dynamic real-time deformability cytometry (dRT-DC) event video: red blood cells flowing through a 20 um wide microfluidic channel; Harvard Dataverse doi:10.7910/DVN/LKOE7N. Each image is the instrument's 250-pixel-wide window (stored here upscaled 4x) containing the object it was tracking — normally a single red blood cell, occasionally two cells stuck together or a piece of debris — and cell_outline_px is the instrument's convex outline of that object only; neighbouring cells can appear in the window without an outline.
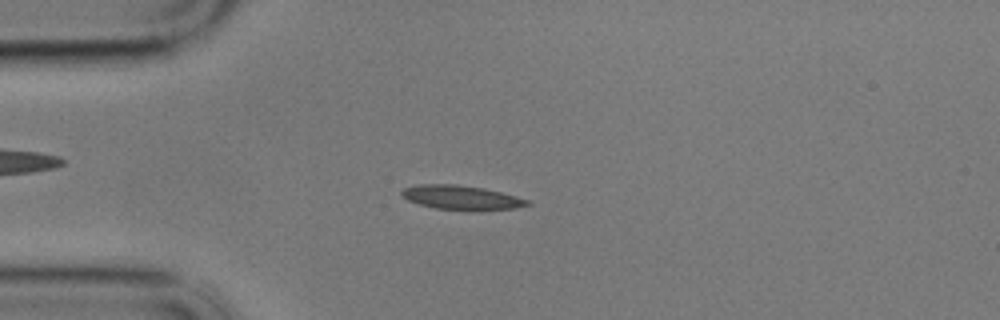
{"species": "common noctule bat (a hibernating species)", "species_latin": "Nyctalus noctula", "temperature_condition": "cold", "stored_images_in_passage": 57, "camera_frame_rate_fps": 3000, "um_per_image_px": 0.085, "animal": {"sex": "male", "body_mass_g": 17.9}, "frame": {"image": 1, "passage_image": 14, "time_ms": 4.333, "image_size_px": [1000, 320], "cell_outline_px": [[532, 204], [516, 208], [472, 212], [436, 208], [420, 204], [408, 200], [400, 196], [400, 192], [404, 188], [420, 184], [456, 184], [484, 188], [516, 196], [528, 200]], "centroid_in_image_um": [39.23, 16.81], "position_along_channel_um": 45.8, "area_um2": 18.09}}
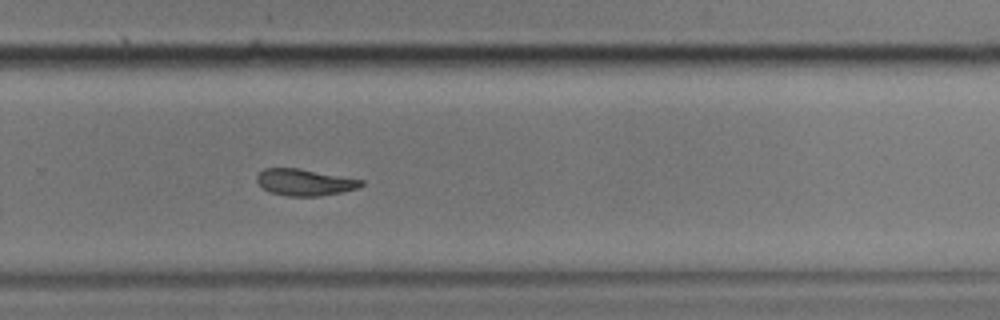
{"frame": {"image": 2, "passage_image": 38, "time_ms": 12.333, "image_size_px": [1000, 320], "cell_outline_px": [[364, 184], [360, 188], [320, 196], [288, 196], [272, 192], [264, 188], [256, 180], [256, 176], [264, 168], [300, 168], [364, 180]], "centroid_in_image_um": [25.93, 15.48], "position_along_channel_um": 303.9, "area_um2": 16.13}}
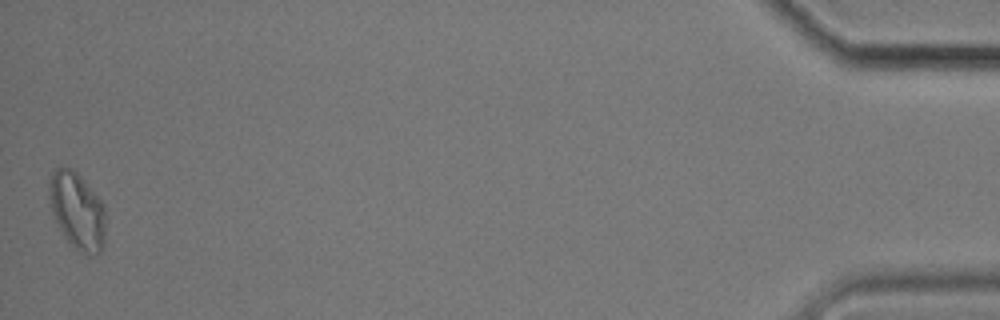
{"frame": {"image": 3, "passage_image": 57, "time_ms": 18.667, "image_size_px": [1000, 320], "cell_outline_px": [[104, 244], [100, 252], [88, 256], [80, 252], [68, 244], [52, 212], [48, 196], [48, 188], [52, 172], [56, 168], [72, 168], [84, 180], [104, 204]], "centroid_in_image_um": [6.55, 17.94], "position_along_channel_um": 428.6, "area_um2": 25.26}, "authors_computed_cell_mechanics": {"area_um2": 16.762, "velocity_mm_per_s": 3.4192, "shape_relaxation_time_tau1_ms": 6.633, "shape_relaxation_time_tau2_ms": 4.1187, "deformation_change_tau1": 0.1987, "deformation_change_tau2": 0.0985}}